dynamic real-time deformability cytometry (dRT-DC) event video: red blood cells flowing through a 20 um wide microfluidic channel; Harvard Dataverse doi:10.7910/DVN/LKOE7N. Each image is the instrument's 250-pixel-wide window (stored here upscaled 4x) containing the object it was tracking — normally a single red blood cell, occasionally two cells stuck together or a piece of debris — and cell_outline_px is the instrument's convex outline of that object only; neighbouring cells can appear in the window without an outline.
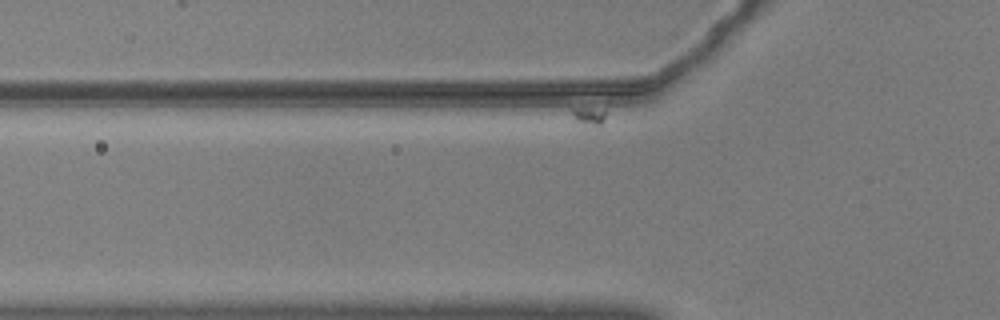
{"species": "common noctule bat (a hibernating species)", "species_latin": "Nyctalus noctula", "temperature_condition": "warm", "stored_images_in_passage": 2, "camera_frame_rate_fps": 3000, "um_per_image_px": 0.085, "animal": {"sex": "male", "body_mass_g": 20.5, "forearm_length_mm": 52.5}, "frame": {"image": 1, "passage_image": 2, "time_ms": 0.333, "image_size_px": [1000, 320], "cell_outline_px": [[640, 100], [600, 136], [596, 136], [580, 132], [564, 104], [632, 96], [640, 96]], "centroid_in_image_um": [50.98, 9.65], "position_along_channel_um": 74.8, "area_um2": 12.48}}